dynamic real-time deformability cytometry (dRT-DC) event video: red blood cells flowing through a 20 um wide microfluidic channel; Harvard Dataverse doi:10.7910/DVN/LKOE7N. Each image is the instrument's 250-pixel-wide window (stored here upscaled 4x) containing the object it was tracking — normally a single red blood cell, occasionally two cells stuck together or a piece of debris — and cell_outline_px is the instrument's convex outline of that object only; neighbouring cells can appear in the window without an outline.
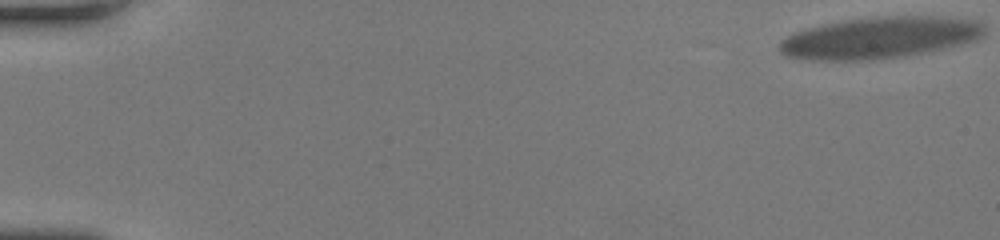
{"species": "human", "species_latin": "Homo sapiens", "temperature_condition": "room temperature", "stored_images_in_passage": 71, "camera_frame_rate_fps": 3000, "um_per_image_px": 0.085, "donor": {"sex": "female"}, "frame": {"image": 1, "passage_image": 1, "time_ms": 0.0, "image_size_px": [1000, 240], "cell_outline_px": [[984, 36], [980, 40], [908, 56], [872, 60], [808, 60], [784, 56], [780, 52], [780, 40], [792, 32], [824, 24], [848, 20], [880, 16], [932, 16], [980, 20], [984, 24]], "centroid_in_image_um": [74.81, 3.21], "position_along_channel_um": 10.2, "area_um2": 50.05}}
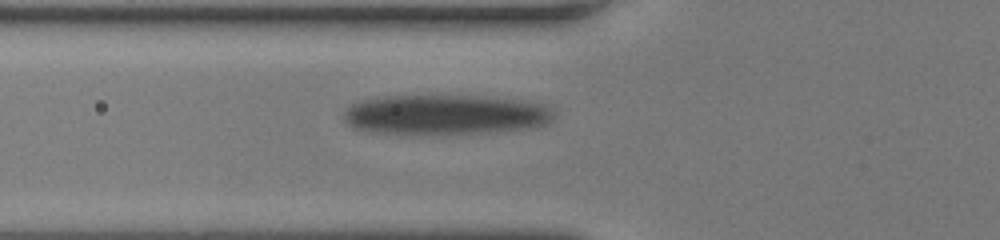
{"frame": {"image": 2, "passage_image": 39, "time_ms": 12.667, "image_size_px": [1000, 240], "cell_outline_px": [[556, 116], [548, 124], [536, 128], [488, 132], [364, 132], [352, 128], [344, 120], [344, 112], [352, 104], [360, 100], [380, 96], [484, 96], [524, 100], [556, 104]], "centroid_in_image_um": [38.01, 9.71], "position_along_channel_um": 87.8, "area_um2": 49.3}}
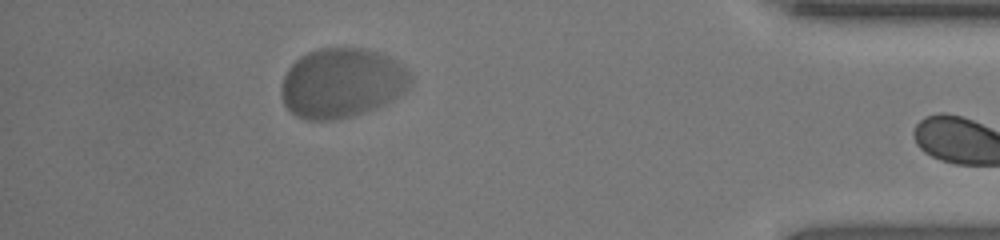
{"frame": {"image": 3, "passage_image": 70, "time_ms": 23.0, "image_size_px": [1000, 240], "cell_outline_px": [[412, 84], [400, 96], [384, 104], [364, 112], [332, 120], [304, 120], [296, 116], [284, 104], [280, 96], [280, 88], [284, 76], [288, 68], [300, 56], [316, 48], [360, 48], [376, 52], [396, 60], [408, 72], [412, 80]], "centroid_in_image_um": [29.03, 7.05], "position_along_channel_um": 406.2, "area_um2": 52.42}}